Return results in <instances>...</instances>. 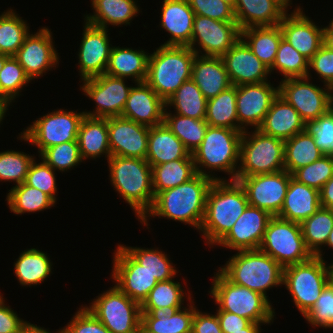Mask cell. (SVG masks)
Segmentation results:
<instances>
[{
	"label": "cell",
	"instance_id": "7dc6e473",
	"mask_svg": "<svg viewBox=\"0 0 333 333\" xmlns=\"http://www.w3.org/2000/svg\"><path fill=\"white\" fill-rule=\"evenodd\" d=\"M182 282L175 281L174 278L167 281L158 282L149 292L147 298L141 304V308H162L176 311L183 308L184 300H191V293L184 292Z\"/></svg>",
	"mask_w": 333,
	"mask_h": 333
},
{
	"label": "cell",
	"instance_id": "ac0fdd59",
	"mask_svg": "<svg viewBox=\"0 0 333 333\" xmlns=\"http://www.w3.org/2000/svg\"><path fill=\"white\" fill-rule=\"evenodd\" d=\"M270 81L236 86L238 130L258 129L273 101L279 94V86Z\"/></svg>",
	"mask_w": 333,
	"mask_h": 333
},
{
	"label": "cell",
	"instance_id": "816d5d0a",
	"mask_svg": "<svg viewBox=\"0 0 333 333\" xmlns=\"http://www.w3.org/2000/svg\"><path fill=\"white\" fill-rule=\"evenodd\" d=\"M38 157L55 171L57 170L61 173L68 172L83 162L77 141L51 146L45 149Z\"/></svg>",
	"mask_w": 333,
	"mask_h": 333
},
{
	"label": "cell",
	"instance_id": "8d00e7d4",
	"mask_svg": "<svg viewBox=\"0 0 333 333\" xmlns=\"http://www.w3.org/2000/svg\"><path fill=\"white\" fill-rule=\"evenodd\" d=\"M282 38L280 25L248 27L241 30V39L269 69L273 66Z\"/></svg>",
	"mask_w": 333,
	"mask_h": 333
},
{
	"label": "cell",
	"instance_id": "60d3db41",
	"mask_svg": "<svg viewBox=\"0 0 333 333\" xmlns=\"http://www.w3.org/2000/svg\"><path fill=\"white\" fill-rule=\"evenodd\" d=\"M165 104L167 109L173 107L178 115L193 119L206 117L207 99L192 79L185 81Z\"/></svg>",
	"mask_w": 333,
	"mask_h": 333
},
{
	"label": "cell",
	"instance_id": "03108f58",
	"mask_svg": "<svg viewBox=\"0 0 333 333\" xmlns=\"http://www.w3.org/2000/svg\"><path fill=\"white\" fill-rule=\"evenodd\" d=\"M19 333H51V332H49V329H45V327L37 326L27 321L22 326ZM57 333H64V329L63 328L59 329Z\"/></svg>",
	"mask_w": 333,
	"mask_h": 333
},
{
	"label": "cell",
	"instance_id": "6f0895ef",
	"mask_svg": "<svg viewBox=\"0 0 333 333\" xmlns=\"http://www.w3.org/2000/svg\"><path fill=\"white\" fill-rule=\"evenodd\" d=\"M195 15L223 22H236L234 9L223 0H187Z\"/></svg>",
	"mask_w": 333,
	"mask_h": 333
},
{
	"label": "cell",
	"instance_id": "9a60e30c",
	"mask_svg": "<svg viewBox=\"0 0 333 333\" xmlns=\"http://www.w3.org/2000/svg\"><path fill=\"white\" fill-rule=\"evenodd\" d=\"M240 38L241 30L236 22L195 15L189 47L199 56L221 57Z\"/></svg>",
	"mask_w": 333,
	"mask_h": 333
},
{
	"label": "cell",
	"instance_id": "a7ac6f4b",
	"mask_svg": "<svg viewBox=\"0 0 333 333\" xmlns=\"http://www.w3.org/2000/svg\"><path fill=\"white\" fill-rule=\"evenodd\" d=\"M262 323L251 322L247 327L243 328L241 331L230 332V333H261L263 329Z\"/></svg>",
	"mask_w": 333,
	"mask_h": 333
},
{
	"label": "cell",
	"instance_id": "2e32d148",
	"mask_svg": "<svg viewBox=\"0 0 333 333\" xmlns=\"http://www.w3.org/2000/svg\"><path fill=\"white\" fill-rule=\"evenodd\" d=\"M292 175L285 169L275 173L237 176L243 187L249 205L277 216L283 206Z\"/></svg>",
	"mask_w": 333,
	"mask_h": 333
},
{
	"label": "cell",
	"instance_id": "f6af8a7d",
	"mask_svg": "<svg viewBox=\"0 0 333 333\" xmlns=\"http://www.w3.org/2000/svg\"><path fill=\"white\" fill-rule=\"evenodd\" d=\"M164 123L181 140L191 154L202 143L209 126L205 119H193L178 115L167 108L164 112Z\"/></svg>",
	"mask_w": 333,
	"mask_h": 333
},
{
	"label": "cell",
	"instance_id": "277c9868",
	"mask_svg": "<svg viewBox=\"0 0 333 333\" xmlns=\"http://www.w3.org/2000/svg\"><path fill=\"white\" fill-rule=\"evenodd\" d=\"M107 162L111 186L140 221L155 198L151 165L145 159L123 156H110Z\"/></svg>",
	"mask_w": 333,
	"mask_h": 333
},
{
	"label": "cell",
	"instance_id": "003e7915",
	"mask_svg": "<svg viewBox=\"0 0 333 333\" xmlns=\"http://www.w3.org/2000/svg\"><path fill=\"white\" fill-rule=\"evenodd\" d=\"M323 45L330 50H333V30L327 25L323 31Z\"/></svg>",
	"mask_w": 333,
	"mask_h": 333
},
{
	"label": "cell",
	"instance_id": "be15d7a7",
	"mask_svg": "<svg viewBox=\"0 0 333 333\" xmlns=\"http://www.w3.org/2000/svg\"><path fill=\"white\" fill-rule=\"evenodd\" d=\"M217 317L220 322L221 330L223 333L237 332L241 331L243 328L247 327L251 321L240 317L237 314L226 312V311H217Z\"/></svg>",
	"mask_w": 333,
	"mask_h": 333
},
{
	"label": "cell",
	"instance_id": "603a6c76",
	"mask_svg": "<svg viewBox=\"0 0 333 333\" xmlns=\"http://www.w3.org/2000/svg\"><path fill=\"white\" fill-rule=\"evenodd\" d=\"M272 216L265 210L248 205L228 234L217 244L231 251L257 250Z\"/></svg>",
	"mask_w": 333,
	"mask_h": 333
},
{
	"label": "cell",
	"instance_id": "4316f807",
	"mask_svg": "<svg viewBox=\"0 0 333 333\" xmlns=\"http://www.w3.org/2000/svg\"><path fill=\"white\" fill-rule=\"evenodd\" d=\"M289 10L278 0H237L234 15L240 30L276 26Z\"/></svg>",
	"mask_w": 333,
	"mask_h": 333
},
{
	"label": "cell",
	"instance_id": "ba28073f",
	"mask_svg": "<svg viewBox=\"0 0 333 333\" xmlns=\"http://www.w3.org/2000/svg\"><path fill=\"white\" fill-rule=\"evenodd\" d=\"M284 141L259 129L243 132L237 176H252L284 170Z\"/></svg>",
	"mask_w": 333,
	"mask_h": 333
},
{
	"label": "cell",
	"instance_id": "1f68e13d",
	"mask_svg": "<svg viewBox=\"0 0 333 333\" xmlns=\"http://www.w3.org/2000/svg\"><path fill=\"white\" fill-rule=\"evenodd\" d=\"M320 207V191L291 177L283 206L277 216L301 224Z\"/></svg>",
	"mask_w": 333,
	"mask_h": 333
},
{
	"label": "cell",
	"instance_id": "3957f363",
	"mask_svg": "<svg viewBox=\"0 0 333 333\" xmlns=\"http://www.w3.org/2000/svg\"><path fill=\"white\" fill-rule=\"evenodd\" d=\"M242 135L241 130L208 126L202 143L192 152L196 172L214 181L227 180L214 174L224 172L228 180H236Z\"/></svg>",
	"mask_w": 333,
	"mask_h": 333
},
{
	"label": "cell",
	"instance_id": "8fae6325",
	"mask_svg": "<svg viewBox=\"0 0 333 333\" xmlns=\"http://www.w3.org/2000/svg\"><path fill=\"white\" fill-rule=\"evenodd\" d=\"M259 250L270 255L283 268L309 260L313 255L306 248L301 224L272 216Z\"/></svg>",
	"mask_w": 333,
	"mask_h": 333
},
{
	"label": "cell",
	"instance_id": "2a66077c",
	"mask_svg": "<svg viewBox=\"0 0 333 333\" xmlns=\"http://www.w3.org/2000/svg\"><path fill=\"white\" fill-rule=\"evenodd\" d=\"M225 3L229 4L233 9L235 8L237 0H223Z\"/></svg>",
	"mask_w": 333,
	"mask_h": 333
},
{
	"label": "cell",
	"instance_id": "deb4b68c",
	"mask_svg": "<svg viewBox=\"0 0 333 333\" xmlns=\"http://www.w3.org/2000/svg\"><path fill=\"white\" fill-rule=\"evenodd\" d=\"M331 95H332V98H333V86L331 87Z\"/></svg>",
	"mask_w": 333,
	"mask_h": 333
},
{
	"label": "cell",
	"instance_id": "6125c7cd",
	"mask_svg": "<svg viewBox=\"0 0 333 333\" xmlns=\"http://www.w3.org/2000/svg\"><path fill=\"white\" fill-rule=\"evenodd\" d=\"M192 333H223L217 314L195 309L192 320Z\"/></svg>",
	"mask_w": 333,
	"mask_h": 333
},
{
	"label": "cell",
	"instance_id": "b9f144b4",
	"mask_svg": "<svg viewBox=\"0 0 333 333\" xmlns=\"http://www.w3.org/2000/svg\"><path fill=\"white\" fill-rule=\"evenodd\" d=\"M120 246L158 282L175 278L179 272L176 270V265L173 266L168 254L159 248L131 247L124 244Z\"/></svg>",
	"mask_w": 333,
	"mask_h": 333
},
{
	"label": "cell",
	"instance_id": "681fc988",
	"mask_svg": "<svg viewBox=\"0 0 333 333\" xmlns=\"http://www.w3.org/2000/svg\"><path fill=\"white\" fill-rule=\"evenodd\" d=\"M270 74L274 70L288 78L307 77L309 73V60L301 55L290 43L281 39L273 66L269 69Z\"/></svg>",
	"mask_w": 333,
	"mask_h": 333
},
{
	"label": "cell",
	"instance_id": "89a4df30",
	"mask_svg": "<svg viewBox=\"0 0 333 333\" xmlns=\"http://www.w3.org/2000/svg\"><path fill=\"white\" fill-rule=\"evenodd\" d=\"M327 275H328V283L333 287V261L332 263L327 264Z\"/></svg>",
	"mask_w": 333,
	"mask_h": 333
},
{
	"label": "cell",
	"instance_id": "d590c367",
	"mask_svg": "<svg viewBox=\"0 0 333 333\" xmlns=\"http://www.w3.org/2000/svg\"><path fill=\"white\" fill-rule=\"evenodd\" d=\"M14 273L23 287L40 285L52 274V261L49 255L37 248L22 251L14 262Z\"/></svg>",
	"mask_w": 333,
	"mask_h": 333
},
{
	"label": "cell",
	"instance_id": "7402d4cb",
	"mask_svg": "<svg viewBox=\"0 0 333 333\" xmlns=\"http://www.w3.org/2000/svg\"><path fill=\"white\" fill-rule=\"evenodd\" d=\"M289 13L279 23L283 39L310 60L323 45L324 27L316 25L297 4Z\"/></svg>",
	"mask_w": 333,
	"mask_h": 333
},
{
	"label": "cell",
	"instance_id": "753ad0ef",
	"mask_svg": "<svg viewBox=\"0 0 333 333\" xmlns=\"http://www.w3.org/2000/svg\"><path fill=\"white\" fill-rule=\"evenodd\" d=\"M137 333H155V332H151L149 331L142 323L140 325V327L138 328V332Z\"/></svg>",
	"mask_w": 333,
	"mask_h": 333
},
{
	"label": "cell",
	"instance_id": "f35d334b",
	"mask_svg": "<svg viewBox=\"0 0 333 333\" xmlns=\"http://www.w3.org/2000/svg\"><path fill=\"white\" fill-rule=\"evenodd\" d=\"M301 228L306 248L313 256L324 259L323 247L333 228V210L320 207L301 223Z\"/></svg>",
	"mask_w": 333,
	"mask_h": 333
},
{
	"label": "cell",
	"instance_id": "cb8c5ba5",
	"mask_svg": "<svg viewBox=\"0 0 333 333\" xmlns=\"http://www.w3.org/2000/svg\"><path fill=\"white\" fill-rule=\"evenodd\" d=\"M232 85L258 84L271 76L269 68L252 52L240 38L221 56ZM270 75V76H269Z\"/></svg>",
	"mask_w": 333,
	"mask_h": 333
},
{
	"label": "cell",
	"instance_id": "34e18365",
	"mask_svg": "<svg viewBox=\"0 0 333 333\" xmlns=\"http://www.w3.org/2000/svg\"><path fill=\"white\" fill-rule=\"evenodd\" d=\"M278 1H280L287 9L289 7H292L291 5H293L292 0H278Z\"/></svg>",
	"mask_w": 333,
	"mask_h": 333
},
{
	"label": "cell",
	"instance_id": "8992f818",
	"mask_svg": "<svg viewBox=\"0 0 333 333\" xmlns=\"http://www.w3.org/2000/svg\"><path fill=\"white\" fill-rule=\"evenodd\" d=\"M195 55L188 46L160 45L149 54L145 82L166 102L185 81L191 79Z\"/></svg>",
	"mask_w": 333,
	"mask_h": 333
},
{
	"label": "cell",
	"instance_id": "db71d44e",
	"mask_svg": "<svg viewBox=\"0 0 333 333\" xmlns=\"http://www.w3.org/2000/svg\"><path fill=\"white\" fill-rule=\"evenodd\" d=\"M55 170L47 165L42 159L36 162V158L31 163L25 183L31 187L37 188L47 194L55 203L57 202V180Z\"/></svg>",
	"mask_w": 333,
	"mask_h": 333
},
{
	"label": "cell",
	"instance_id": "8c879c8a",
	"mask_svg": "<svg viewBox=\"0 0 333 333\" xmlns=\"http://www.w3.org/2000/svg\"><path fill=\"white\" fill-rule=\"evenodd\" d=\"M10 56L6 55V54H1L0 53V71L3 68V65L5 63V61L9 58Z\"/></svg>",
	"mask_w": 333,
	"mask_h": 333
},
{
	"label": "cell",
	"instance_id": "f907efd6",
	"mask_svg": "<svg viewBox=\"0 0 333 333\" xmlns=\"http://www.w3.org/2000/svg\"><path fill=\"white\" fill-rule=\"evenodd\" d=\"M36 157L23 151L6 150L0 152V181L25 182L31 163Z\"/></svg>",
	"mask_w": 333,
	"mask_h": 333
},
{
	"label": "cell",
	"instance_id": "b9fcfbb0",
	"mask_svg": "<svg viewBox=\"0 0 333 333\" xmlns=\"http://www.w3.org/2000/svg\"><path fill=\"white\" fill-rule=\"evenodd\" d=\"M328 112L331 114L333 117V98L330 101L329 107H328Z\"/></svg>",
	"mask_w": 333,
	"mask_h": 333
},
{
	"label": "cell",
	"instance_id": "c3c4849f",
	"mask_svg": "<svg viewBox=\"0 0 333 333\" xmlns=\"http://www.w3.org/2000/svg\"><path fill=\"white\" fill-rule=\"evenodd\" d=\"M30 82L23 67L10 56L0 71V102L8 109L18 96H22L21 91Z\"/></svg>",
	"mask_w": 333,
	"mask_h": 333
},
{
	"label": "cell",
	"instance_id": "ffe728a7",
	"mask_svg": "<svg viewBox=\"0 0 333 333\" xmlns=\"http://www.w3.org/2000/svg\"><path fill=\"white\" fill-rule=\"evenodd\" d=\"M81 43L78 51V72L80 81L105 74L112 44L108 29L84 21Z\"/></svg>",
	"mask_w": 333,
	"mask_h": 333
},
{
	"label": "cell",
	"instance_id": "44dd1931",
	"mask_svg": "<svg viewBox=\"0 0 333 333\" xmlns=\"http://www.w3.org/2000/svg\"><path fill=\"white\" fill-rule=\"evenodd\" d=\"M149 126L117 116L108 118L111 156L146 159Z\"/></svg>",
	"mask_w": 333,
	"mask_h": 333
},
{
	"label": "cell",
	"instance_id": "6da1fadb",
	"mask_svg": "<svg viewBox=\"0 0 333 333\" xmlns=\"http://www.w3.org/2000/svg\"><path fill=\"white\" fill-rule=\"evenodd\" d=\"M213 182L210 177L197 173L189 181L157 193L152 207L140 223L149 229L150 217H158L188 224L199 231L205 216L207 194Z\"/></svg>",
	"mask_w": 333,
	"mask_h": 333
},
{
	"label": "cell",
	"instance_id": "836d02e7",
	"mask_svg": "<svg viewBox=\"0 0 333 333\" xmlns=\"http://www.w3.org/2000/svg\"><path fill=\"white\" fill-rule=\"evenodd\" d=\"M136 0H91L93 14L84 15V21L96 27L108 29L109 25L121 27L138 16L140 7Z\"/></svg>",
	"mask_w": 333,
	"mask_h": 333
},
{
	"label": "cell",
	"instance_id": "ee69618b",
	"mask_svg": "<svg viewBox=\"0 0 333 333\" xmlns=\"http://www.w3.org/2000/svg\"><path fill=\"white\" fill-rule=\"evenodd\" d=\"M205 121L211 127H226L238 130L235 85L207 100Z\"/></svg>",
	"mask_w": 333,
	"mask_h": 333
},
{
	"label": "cell",
	"instance_id": "30bf717a",
	"mask_svg": "<svg viewBox=\"0 0 333 333\" xmlns=\"http://www.w3.org/2000/svg\"><path fill=\"white\" fill-rule=\"evenodd\" d=\"M84 116L83 111H66L61 108L52 110L24 128L17 139L37 147L40 155L51 146L77 141L79 126Z\"/></svg>",
	"mask_w": 333,
	"mask_h": 333
},
{
	"label": "cell",
	"instance_id": "e7e4bbea",
	"mask_svg": "<svg viewBox=\"0 0 333 333\" xmlns=\"http://www.w3.org/2000/svg\"><path fill=\"white\" fill-rule=\"evenodd\" d=\"M320 204L323 208L333 210V177H331L320 190Z\"/></svg>",
	"mask_w": 333,
	"mask_h": 333
},
{
	"label": "cell",
	"instance_id": "f546056e",
	"mask_svg": "<svg viewBox=\"0 0 333 333\" xmlns=\"http://www.w3.org/2000/svg\"><path fill=\"white\" fill-rule=\"evenodd\" d=\"M178 159L193 158L181 140L164 122L149 127L148 150L145 160L151 167Z\"/></svg>",
	"mask_w": 333,
	"mask_h": 333
},
{
	"label": "cell",
	"instance_id": "4fadbf2b",
	"mask_svg": "<svg viewBox=\"0 0 333 333\" xmlns=\"http://www.w3.org/2000/svg\"><path fill=\"white\" fill-rule=\"evenodd\" d=\"M312 77H298L281 80L279 95L292 105L307 124L328 112L332 99L331 87L317 86ZM311 81V82H310Z\"/></svg>",
	"mask_w": 333,
	"mask_h": 333
},
{
	"label": "cell",
	"instance_id": "74e56055",
	"mask_svg": "<svg viewBox=\"0 0 333 333\" xmlns=\"http://www.w3.org/2000/svg\"><path fill=\"white\" fill-rule=\"evenodd\" d=\"M323 155L307 129L284 141V167L291 175Z\"/></svg>",
	"mask_w": 333,
	"mask_h": 333
},
{
	"label": "cell",
	"instance_id": "11e5206c",
	"mask_svg": "<svg viewBox=\"0 0 333 333\" xmlns=\"http://www.w3.org/2000/svg\"><path fill=\"white\" fill-rule=\"evenodd\" d=\"M8 110H0V125H2L3 120L5 118V115L7 113Z\"/></svg>",
	"mask_w": 333,
	"mask_h": 333
},
{
	"label": "cell",
	"instance_id": "5bb4252c",
	"mask_svg": "<svg viewBox=\"0 0 333 333\" xmlns=\"http://www.w3.org/2000/svg\"><path fill=\"white\" fill-rule=\"evenodd\" d=\"M82 81L80 90L95 102V110L83 111L85 116L109 118L122 115L132 88V86L126 85L127 79L102 74Z\"/></svg>",
	"mask_w": 333,
	"mask_h": 333
},
{
	"label": "cell",
	"instance_id": "83f0119b",
	"mask_svg": "<svg viewBox=\"0 0 333 333\" xmlns=\"http://www.w3.org/2000/svg\"><path fill=\"white\" fill-rule=\"evenodd\" d=\"M263 134L286 141L306 129L296 109L279 94L258 128Z\"/></svg>",
	"mask_w": 333,
	"mask_h": 333
},
{
	"label": "cell",
	"instance_id": "979ff035",
	"mask_svg": "<svg viewBox=\"0 0 333 333\" xmlns=\"http://www.w3.org/2000/svg\"><path fill=\"white\" fill-rule=\"evenodd\" d=\"M329 22H330V23H329V25H328V26H329V27H330V28L333 30V19H332V20H330Z\"/></svg>",
	"mask_w": 333,
	"mask_h": 333
},
{
	"label": "cell",
	"instance_id": "e575fe53",
	"mask_svg": "<svg viewBox=\"0 0 333 333\" xmlns=\"http://www.w3.org/2000/svg\"><path fill=\"white\" fill-rule=\"evenodd\" d=\"M81 159L96 160L101 156H111L108 139V118H93L84 116L77 135Z\"/></svg>",
	"mask_w": 333,
	"mask_h": 333
},
{
	"label": "cell",
	"instance_id": "7bdbcfd3",
	"mask_svg": "<svg viewBox=\"0 0 333 333\" xmlns=\"http://www.w3.org/2000/svg\"><path fill=\"white\" fill-rule=\"evenodd\" d=\"M8 192L5 201L15 215L40 212L56 205L47 194L25 182L13 186Z\"/></svg>",
	"mask_w": 333,
	"mask_h": 333
},
{
	"label": "cell",
	"instance_id": "d6a6232c",
	"mask_svg": "<svg viewBox=\"0 0 333 333\" xmlns=\"http://www.w3.org/2000/svg\"><path fill=\"white\" fill-rule=\"evenodd\" d=\"M149 54L143 49L112 46L105 74L131 79L133 83L145 82Z\"/></svg>",
	"mask_w": 333,
	"mask_h": 333
},
{
	"label": "cell",
	"instance_id": "bcb514c9",
	"mask_svg": "<svg viewBox=\"0 0 333 333\" xmlns=\"http://www.w3.org/2000/svg\"><path fill=\"white\" fill-rule=\"evenodd\" d=\"M10 7L0 14V53L14 56L30 33L27 20Z\"/></svg>",
	"mask_w": 333,
	"mask_h": 333
},
{
	"label": "cell",
	"instance_id": "5b68a950",
	"mask_svg": "<svg viewBox=\"0 0 333 333\" xmlns=\"http://www.w3.org/2000/svg\"><path fill=\"white\" fill-rule=\"evenodd\" d=\"M229 281L259 292L283 285V267L261 250H241L218 269Z\"/></svg>",
	"mask_w": 333,
	"mask_h": 333
},
{
	"label": "cell",
	"instance_id": "11a10c76",
	"mask_svg": "<svg viewBox=\"0 0 333 333\" xmlns=\"http://www.w3.org/2000/svg\"><path fill=\"white\" fill-rule=\"evenodd\" d=\"M304 318L312 327L333 328V287L329 283Z\"/></svg>",
	"mask_w": 333,
	"mask_h": 333
},
{
	"label": "cell",
	"instance_id": "52a82bcc",
	"mask_svg": "<svg viewBox=\"0 0 333 333\" xmlns=\"http://www.w3.org/2000/svg\"><path fill=\"white\" fill-rule=\"evenodd\" d=\"M215 273L208 292L218 305L216 311L234 313L251 322L264 325L273 323L276 313L269 298L247 287L232 283L219 270Z\"/></svg>",
	"mask_w": 333,
	"mask_h": 333
},
{
	"label": "cell",
	"instance_id": "f5cc1de1",
	"mask_svg": "<svg viewBox=\"0 0 333 333\" xmlns=\"http://www.w3.org/2000/svg\"><path fill=\"white\" fill-rule=\"evenodd\" d=\"M292 177L320 191L323 185L333 177V156L323 155L315 162L296 170Z\"/></svg>",
	"mask_w": 333,
	"mask_h": 333
},
{
	"label": "cell",
	"instance_id": "484cf974",
	"mask_svg": "<svg viewBox=\"0 0 333 333\" xmlns=\"http://www.w3.org/2000/svg\"><path fill=\"white\" fill-rule=\"evenodd\" d=\"M160 27L170 38L161 45L190 46L195 13L187 0H163Z\"/></svg>",
	"mask_w": 333,
	"mask_h": 333
},
{
	"label": "cell",
	"instance_id": "94428289",
	"mask_svg": "<svg viewBox=\"0 0 333 333\" xmlns=\"http://www.w3.org/2000/svg\"><path fill=\"white\" fill-rule=\"evenodd\" d=\"M26 322L17 311L5 304V297L0 292V333H19Z\"/></svg>",
	"mask_w": 333,
	"mask_h": 333
},
{
	"label": "cell",
	"instance_id": "9f6ffc18",
	"mask_svg": "<svg viewBox=\"0 0 333 333\" xmlns=\"http://www.w3.org/2000/svg\"><path fill=\"white\" fill-rule=\"evenodd\" d=\"M314 142L324 155L333 156V117L329 112L306 124Z\"/></svg>",
	"mask_w": 333,
	"mask_h": 333
},
{
	"label": "cell",
	"instance_id": "91938a15",
	"mask_svg": "<svg viewBox=\"0 0 333 333\" xmlns=\"http://www.w3.org/2000/svg\"><path fill=\"white\" fill-rule=\"evenodd\" d=\"M311 69L314 71L323 84L333 86V50L328 49L324 45L309 60V73L307 77H311Z\"/></svg>",
	"mask_w": 333,
	"mask_h": 333
},
{
	"label": "cell",
	"instance_id": "7c38bea8",
	"mask_svg": "<svg viewBox=\"0 0 333 333\" xmlns=\"http://www.w3.org/2000/svg\"><path fill=\"white\" fill-rule=\"evenodd\" d=\"M85 305L111 333H137L142 321L141 305L115 284Z\"/></svg>",
	"mask_w": 333,
	"mask_h": 333
},
{
	"label": "cell",
	"instance_id": "d6986e66",
	"mask_svg": "<svg viewBox=\"0 0 333 333\" xmlns=\"http://www.w3.org/2000/svg\"><path fill=\"white\" fill-rule=\"evenodd\" d=\"M117 245L113 253L111 279L115 281V285L124 294L141 305L158 281L137 263L120 244Z\"/></svg>",
	"mask_w": 333,
	"mask_h": 333
},
{
	"label": "cell",
	"instance_id": "e0dca14e",
	"mask_svg": "<svg viewBox=\"0 0 333 333\" xmlns=\"http://www.w3.org/2000/svg\"><path fill=\"white\" fill-rule=\"evenodd\" d=\"M53 39L51 29L42 27L34 34L29 33L14 55L31 81L58 67L60 58Z\"/></svg>",
	"mask_w": 333,
	"mask_h": 333
},
{
	"label": "cell",
	"instance_id": "7a4b0ae2",
	"mask_svg": "<svg viewBox=\"0 0 333 333\" xmlns=\"http://www.w3.org/2000/svg\"><path fill=\"white\" fill-rule=\"evenodd\" d=\"M248 205L246 193L237 180H215L207 194L205 216L199 230L205 243L214 248Z\"/></svg>",
	"mask_w": 333,
	"mask_h": 333
},
{
	"label": "cell",
	"instance_id": "9c48e42d",
	"mask_svg": "<svg viewBox=\"0 0 333 333\" xmlns=\"http://www.w3.org/2000/svg\"><path fill=\"white\" fill-rule=\"evenodd\" d=\"M326 262L312 256L305 262L283 268V285L303 317L312 309L328 283Z\"/></svg>",
	"mask_w": 333,
	"mask_h": 333
},
{
	"label": "cell",
	"instance_id": "2644e50d",
	"mask_svg": "<svg viewBox=\"0 0 333 333\" xmlns=\"http://www.w3.org/2000/svg\"><path fill=\"white\" fill-rule=\"evenodd\" d=\"M325 246H327L329 249H333V228L331 229V232L329 234L328 240L325 244Z\"/></svg>",
	"mask_w": 333,
	"mask_h": 333
},
{
	"label": "cell",
	"instance_id": "09005b40",
	"mask_svg": "<svg viewBox=\"0 0 333 333\" xmlns=\"http://www.w3.org/2000/svg\"><path fill=\"white\" fill-rule=\"evenodd\" d=\"M0 110H8V109L0 102Z\"/></svg>",
	"mask_w": 333,
	"mask_h": 333
},
{
	"label": "cell",
	"instance_id": "4dcf8cb0",
	"mask_svg": "<svg viewBox=\"0 0 333 333\" xmlns=\"http://www.w3.org/2000/svg\"><path fill=\"white\" fill-rule=\"evenodd\" d=\"M191 299L187 307L176 311L162 308H141V323L155 333H192V320L197 308ZM189 306V307H188Z\"/></svg>",
	"mask_w": 333,
	"mask_h": 333
},
{
	"label": "cell",
	"instance_id": "680465c9",
	"mask_svg": "<svg viewBox=\"0 0 333 333\" xmlns=\"http://www.w3.org/2000/svg\"><path fill=\"white\" fill-rule=\"evenodd\" d=\"M81 306L63 327L64 333H111L85 305Z\"/></svg>",
	"mask_w": 333,
	"mask_h": 333
},
{
	"label": "cell",
	"instance_id": "d4e9b609",
	"mask_svg": "<svg viewBox=\"0 0 333 333\" xmlns=\"http://www.w3.org/2000/svg\"><path fill=\"white\" fill-rule=\"evenodd\" d=\"M165 101L146 83L132 86L121 117L149 127L164 122Z\"/></svg>",
	"mask_w": 333,
	"mask_h": 333
},
{
	"label": "cell",
	"instance_id": "f1b7e54d",
	"mask_svg": "<svg viewBox=\"0 0 333 333\" xmlns=\"http://www.w3.org/2000/svg\"><path fill=\"white\" fill-rule=\"evenodd\" d=\"M191 79L207 100L232 86L221 57L195 55Z\"/></svg>",
	"mask_w": 333,
	"mask_h": 333
},
{
	"label": "cell",
	"instance_id": "ab89813d",
	"mask_svg": "<svg viewBox=\"0 0 333 333\" xmlns=\"http://www.w3.org/2000/svg\"><path fill=\"white\" fill-rule=\"evenodd\" d=\"M197 174L193 159H178L152 167L154 195L179 186Z\"/></svg>",
	"mask_w": 333,
	"mask_h": 333
}]
</instances>
